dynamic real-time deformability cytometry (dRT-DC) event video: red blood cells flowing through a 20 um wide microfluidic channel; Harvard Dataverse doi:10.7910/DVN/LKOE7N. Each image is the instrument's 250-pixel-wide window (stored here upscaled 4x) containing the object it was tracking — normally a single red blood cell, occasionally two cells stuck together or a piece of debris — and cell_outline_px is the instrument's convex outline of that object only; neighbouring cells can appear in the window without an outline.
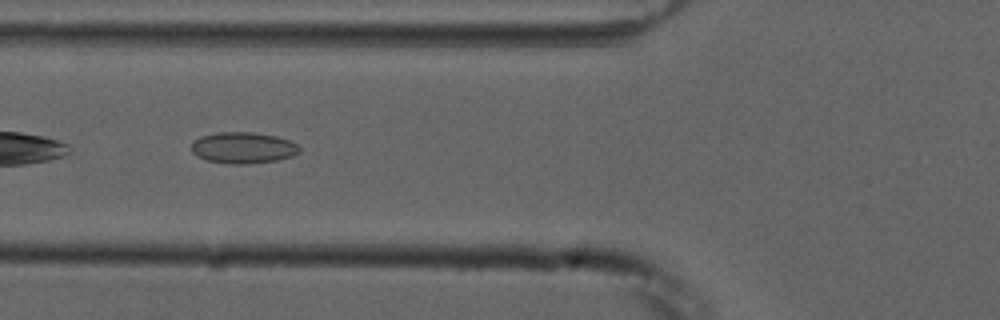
{"species": "common noctule bat (a hibernating species)", "species_latin": "Nyctalus noctula", "temperature_condition": "cold", "stored_images_in_passage": 28, "camera_frame_rate_fps": 3000, "um_per_image_px": 0.085, "animal": {"sex": "male", "forearm_length_mm": 52.5}, "frame": {"image": 1, "passage_image": 9, "time_ms": 2.667, "image_size_px": [1000, 320], "cell_outline_px": [[300, 152], [292, 156], [276, 160], [248, 164], [228, 164], [208, 160], [196, 156], [192, 152], [192, 144], [200, 136], [220, 132], [252, 132], [276, 136], [288, 140], [296, 144], [300, 148]], "centroid_in_image_um": [20.66, 12.56], "position_along_channel_um": 105.1, "area_um2": 19.59}}
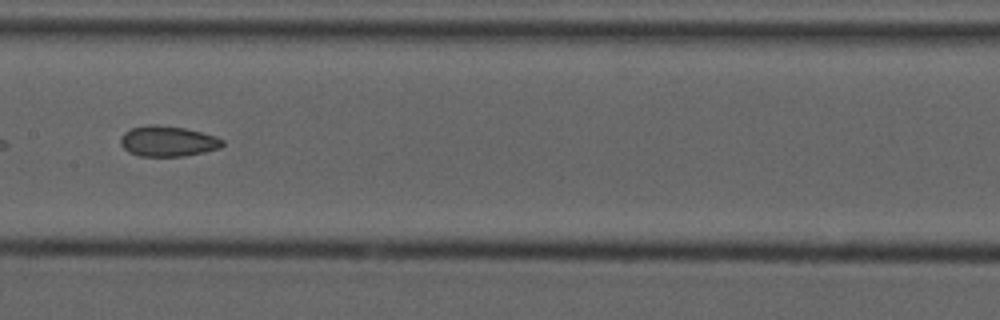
{"frame": {"image": 2, "passage_image": 16, "time_ms": 5.0, "image_size_px": [1000, 320], "cell_outline_px": [[224, 144], [220, 148], [204, 152], [184, 156], [140, 156], [128, 152], [120, 144], [120, 136], [124, 132], [132, 128], [148, 124], [156, 124], [184, 128], [216, 136], [224, 140]], "centroid_in_image_um": [14.25, 12.0], "position_along_channel_um": 193.2, "area_um2": 18.21}}